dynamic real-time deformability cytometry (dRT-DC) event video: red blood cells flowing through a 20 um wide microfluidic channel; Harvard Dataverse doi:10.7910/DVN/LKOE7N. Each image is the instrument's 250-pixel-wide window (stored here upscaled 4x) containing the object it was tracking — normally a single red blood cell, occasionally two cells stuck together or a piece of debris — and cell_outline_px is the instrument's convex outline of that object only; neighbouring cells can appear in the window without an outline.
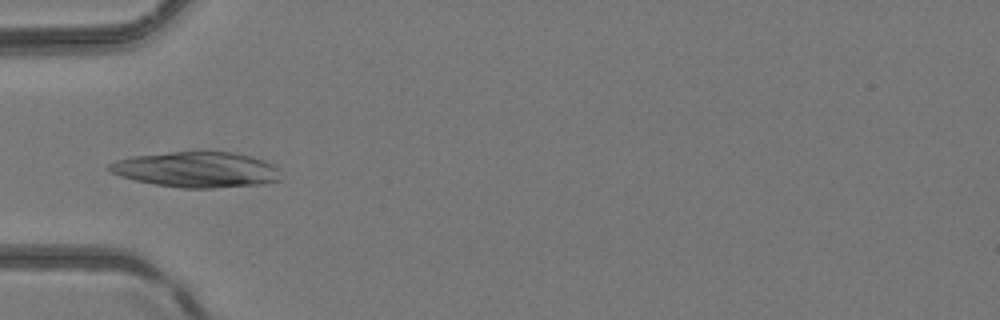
{"species": "common noctule bat (a hibernating species)", "species_latin": "Nyctalus noctula", "temperature_condition": "room temperature", "stored_images_in_passage": 50, "camera_frame_rate_fps": 3000, "um_per_image_px": 0.085, "animal": {"sex": "female", "body_mass_g": 24.6, "forearm_length_mm": 56.2}, "frame": {"image": 1, "passage_image": 17, "time_ms": 5.333, "image_size_px": [1000, 320], "cell_outline_px": [[280, 180], [264, 184], [212, 188], [180, 188], [156, 184], [136, 180], [120, 176], [112, 172], [108, 168], [108, 164], [116, 160], [132, 156], [204, 148], [232, 152], [252, 156], [264, 160], [272, 164], [276, 168]], "centroid_in_image_um": [16.71, 14.37], "position_along_channel_um": 68.3, "area_um2": 36.3}}
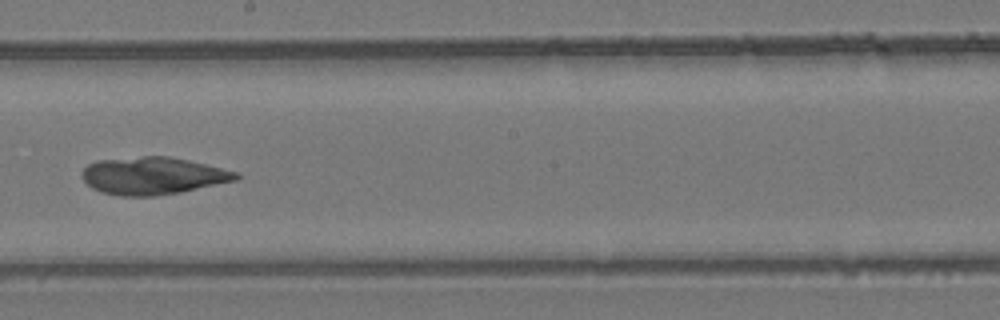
{"frame": {"image": 2, "passage_image": 29, "time_ms": 9.333, "image_size_px": [1000, 320], "cell_outline_px": [[240, 176], [236, 180], [180, 192], [156, 196], [120, 196], [100, 192], [92, 188], [80, 176], [80, 172], [88, 164], [96, 160], [144, 156], [168, 156], [188, 160], [240, 172]], "centroid_in_image_um": [12.97, 14.94], "position_along_channel_um": 235.2, "area_um2": 33.7}}
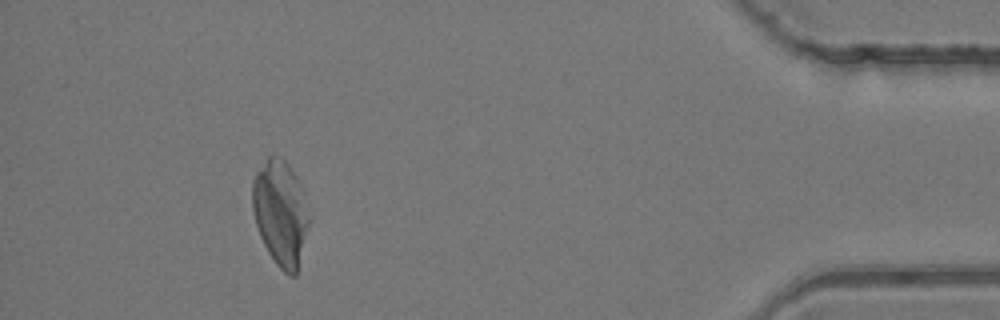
{"frame": {"image": 3, "passage_image": 46, "time_ms": 15.0, "image_size_px": [1000, 320], "cell_outline_px": [[308, 224], [296, 276], [288, 276], [276, 264], [268, 252], [260, 236], [256, 224], [252, 208], [252, 180], [256, 172], [268, 156], [280, 156], [288, 164], [296, 176], [300, 184], [308, 220]], "centroid_in_image_um": [23.8, 18.09], "position_along_channel_um": 411.4, "area_um2": 34.16}}